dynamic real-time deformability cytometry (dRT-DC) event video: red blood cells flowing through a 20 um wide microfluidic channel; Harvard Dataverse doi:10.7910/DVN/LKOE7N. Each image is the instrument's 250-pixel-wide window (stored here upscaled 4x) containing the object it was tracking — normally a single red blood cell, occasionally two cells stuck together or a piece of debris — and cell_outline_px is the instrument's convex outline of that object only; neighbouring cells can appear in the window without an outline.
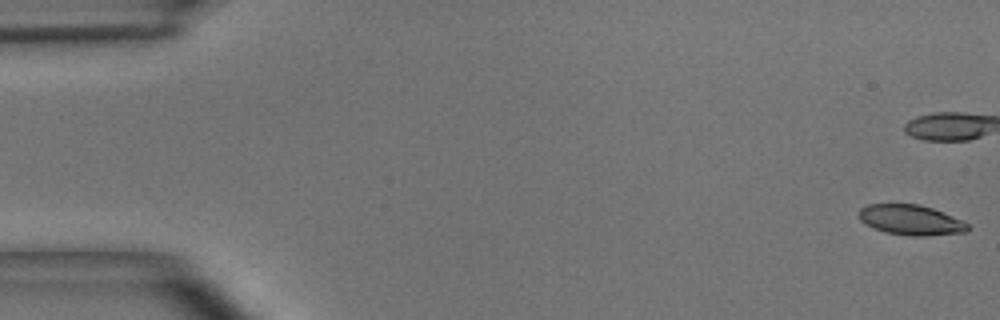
{"species": "common noctule bat (a hibernating species)", "species_latin": "Nyctalus noctula", "temperature_condition": "room temperature", "stored_images_in_passage": 49, "camera_frame_rate_fps": 3000, "um_per_image_px": 0.085, "animal": {"sex": "male", "body_mass_g": 15.6}, "frame": {"image": 1, "passage_image": 1, "time_ms": 0.0, "image_size_px": [1000, 320], "cell_outline_px": [[968, 232], [924, 236], [912, 236], [884, 232], [872, 228], [860, 220], [860, 208], [868, 204], [920, 204], [932, 208], [960, 220], [968, 224]], "centroid_in_image_um": [77.39, 18.7], "position_along_channel_um": 7.6, "area_um2": 19.02}, "authors_computed_cell_mechanics": {"area_um2": 20.2878, "velocity_mm_per_s": 3.9461, "shape_relaxation_time_tau1_ms": 3.4347, "shape_relaxation_time_tau2_ms": 3.0266, "deformation_change_tau1": 0.1431, "deformation_change_tau2": 0.0929}}